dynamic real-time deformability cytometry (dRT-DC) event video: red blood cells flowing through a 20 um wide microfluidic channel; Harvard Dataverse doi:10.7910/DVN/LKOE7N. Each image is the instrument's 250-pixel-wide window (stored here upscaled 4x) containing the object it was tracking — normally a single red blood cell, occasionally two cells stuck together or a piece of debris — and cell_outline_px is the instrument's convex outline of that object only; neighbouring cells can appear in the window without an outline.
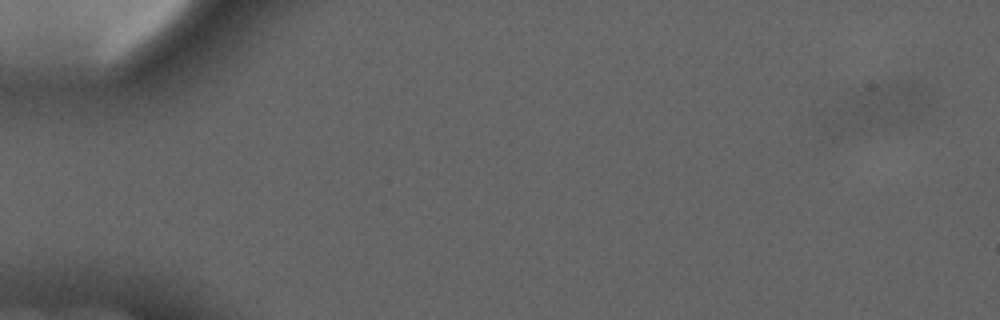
{"species": "common noctule bat (a hibernating species)", "species_latin": "Nyctalus noctula", "temperature_condition": "cold", "stored_images_in_passage": 5, "camera_frame_rate_fps": 3000, "um_per_image_px": 0.085, "animal": {"sex": "male", "forearm_length_mm": 52.5}, "frame": {"image": 1, "passage_image": 1, "time_ms": 0.0, "image_size_px": [1000, 320], "cell_outline_px": [[932, 96], [928, 108], [924, 116], [904, 124], [848, 136], [832, 136], [828, 128], [836, 108], [860, 92], [884, 84], [908, 80], [912, 80], [924, 88]], "centroid_in_image_um": [74.85, 9.23], "position_along_channel_um": 10.1, "area_um2": 27.11}}
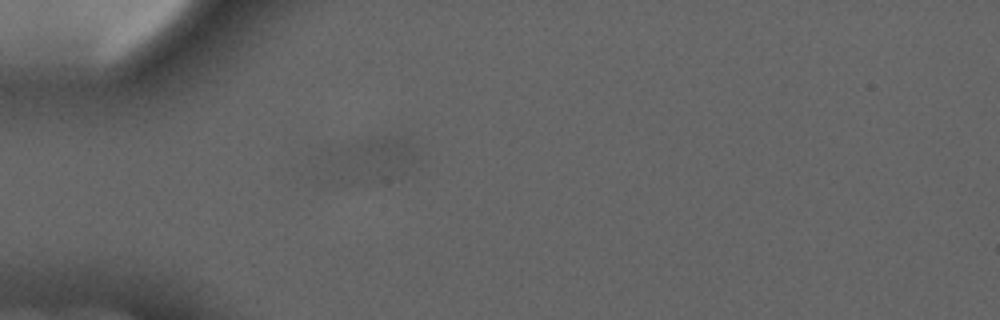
{"frame": {"image": 2, "passage_image": 5, "time_ms": 4.667, "image_size_px": [1000, 320], "cell_outline_px": [[416, 160], [400, 176], [344, 180], [332, 180], [324, 176], [316, 156], [320, 148], [380, 136], [404, 136], [408, 140], [416, 152]], "centroid_in_image_um": [31.21, 13.47], "position_along_channel_um": 53.8, "area_um2": 24.97}}